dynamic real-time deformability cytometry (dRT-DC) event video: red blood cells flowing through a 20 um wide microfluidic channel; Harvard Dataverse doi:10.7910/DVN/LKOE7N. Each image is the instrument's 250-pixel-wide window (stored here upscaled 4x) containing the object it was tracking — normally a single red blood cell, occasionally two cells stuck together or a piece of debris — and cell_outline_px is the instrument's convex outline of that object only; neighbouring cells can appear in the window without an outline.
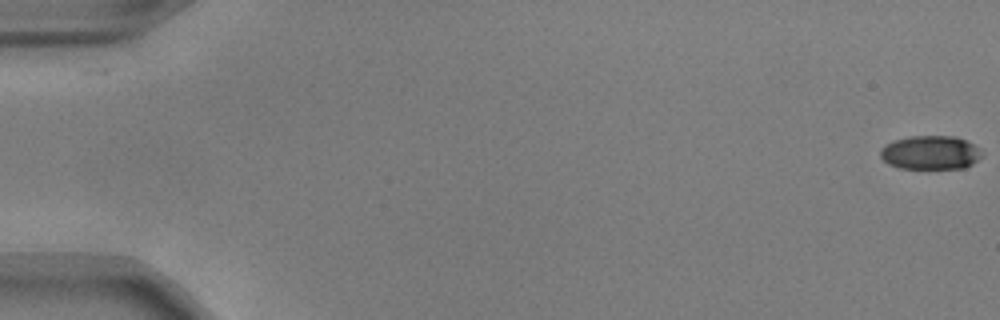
{"species": "common noctule bat (a hibernating species)", "species_latin": "Nyctalus noctula", "temperature_condition": "warm", "stored_images_in_passage": 54, "camera_frame_rate_fps": 3000, "um_per_image_px": 0.085, "animal": {"sex": "male", "body_mass_g": 17.9, "forearm_length_mm": 54.2}, "frame": {"image": 1, "passage_image": 1, "time_ms": 0.0, "image_size_px": [1000, 320], "cell_outline_px": [[984, 152], [972, 164], [964, 168], [900, 168], [888, 164], [880, 156], [880, 148], [884, 144], [892, 140], [908, 136], [956, 136], [972, 144]], "centroid_in_image_um": [79.04, 12.96], "position_along_channel_um": 6.0, "area_um2": 20.06}}
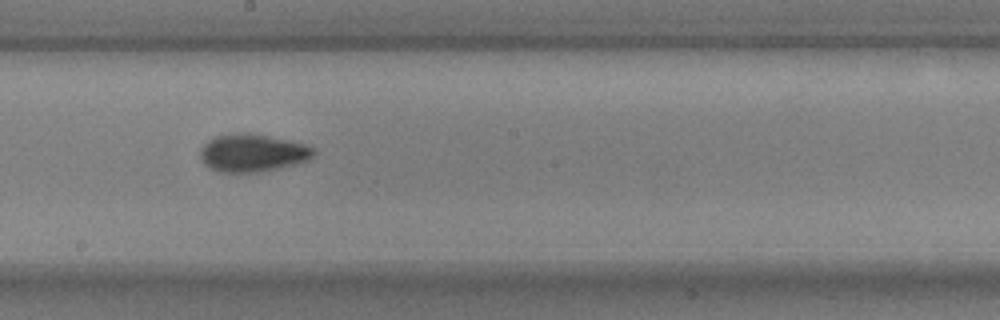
{"frame": {"image": 2, "passage_image": 31, "time_ms": 10.0, "image_size_px": [1000, 320], "cell_outline_px": [[316, 156], [308, 160], [296, 164], [280, 168], [260, 172], [216, 172], [204, 164], [200, 160], [200, 148], [208, 140], [216, 136], [236, 132], [248, 132], [288, 140], [304, 144], [316, 148]], "centroid_in_image_um": [21.47, 13.0], "position_along_channel_um": 226.7, "area_um2": 25.37}}
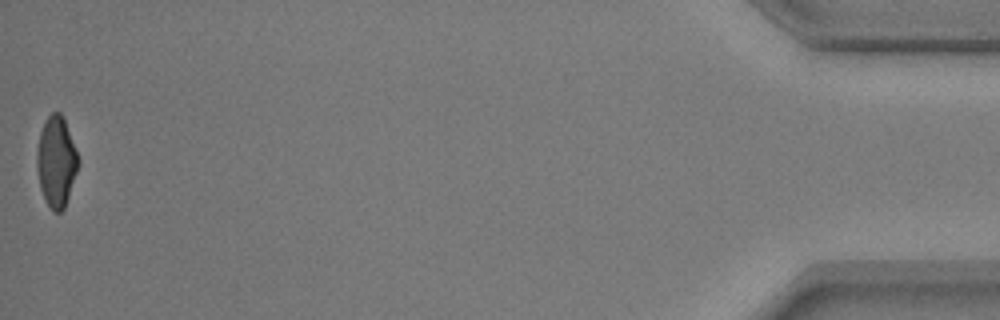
{"frame": {"image": 3, "passage_image": 54, "time_ms": 17.667, "image_size_px": [1000, 320], "cell_outline_px": [[80, 164], [64, 208], [60, 212], [52, 212], [40, 188], [36, 164], [36, 152], [40, 132], [44, 120], [52, 112], [60, 112], [64, 120], [80, 160]], "centroid_in_image_um": [4.78, 13.74], "position_along_channel_um": 430.4, "area_um2": 21.79}, "authors_computed_cell_mechanics": {"area_um2": 22.542, "velocity_mm_per_s": 3.8309, "shape_relaxation_time_tau1_ms": 3.954, "shape_relaxation_time_tau2_ms": 1.794, "deformation_change_tau1": 0.1597, "deformation_change_tau2": 0.0614}}